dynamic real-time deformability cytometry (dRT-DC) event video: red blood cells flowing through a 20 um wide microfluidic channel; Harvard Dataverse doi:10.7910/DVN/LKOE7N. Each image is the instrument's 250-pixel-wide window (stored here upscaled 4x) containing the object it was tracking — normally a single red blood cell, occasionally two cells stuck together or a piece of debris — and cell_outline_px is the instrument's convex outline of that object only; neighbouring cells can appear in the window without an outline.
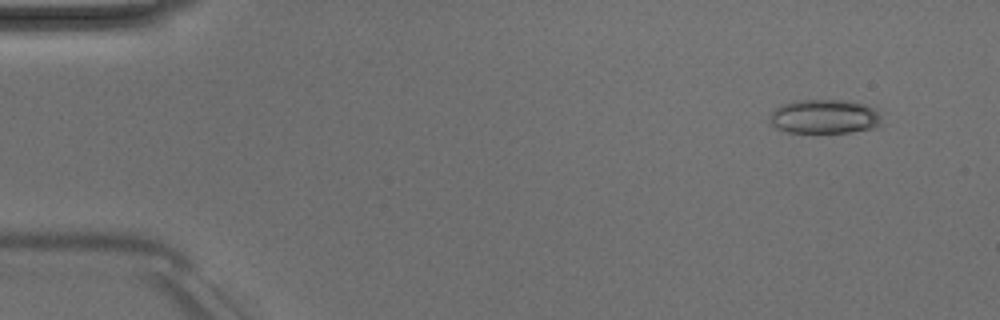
{"species": "Egyptian fruit bat (a non-hibernating species)", "species_latin": "Rousettus aegyptiacus", "temperature_condition": "room temperature", "stored_images_in_passage": 50, "camera_frame_rate_fps": 3000, "um_per_image_px": 0.085, "animal": {"sex": "male"}, "frame": {"image": 1, "passage_image": 4, "time_ms": 1.0, "image_size_px": [1000, 320], "cell_outline_px": [[880, 124], [876, 128], [848, 132], [788, 132], [776, 128], [768, 120], [772, 112], [780, 104], [796, 100], [848, 100], [864, 104], [876, 108], [880, 112]], "centroid_in_image_um": [70.09, 9.9], "position_along_channel_um": 14.9, "area_um2": 22.48}}
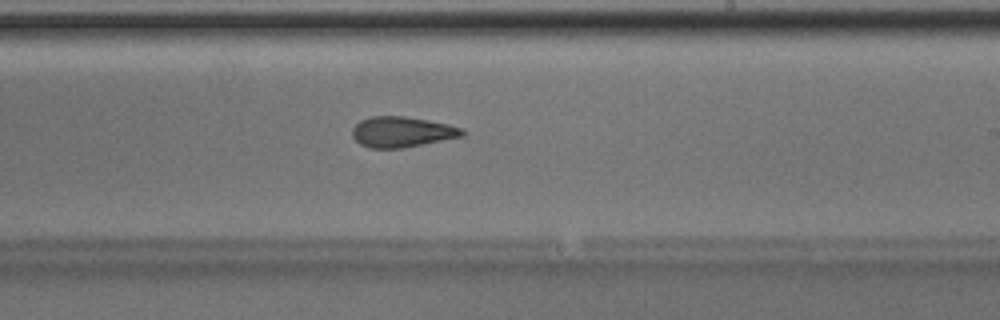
{"frame": {"image": 2, "passage_image": 30, "time_ms": 9.667, "image_size_px": [1000, 320], "cell_outline_px": [[464, 136], [404, 148], [368, 148], [360, 144], [352, 136], [352, 128], [360, 120], [372, 116], [404, 116], [448, 124], [464, 128]], "centroid_in_image_um": [34.16, 11.22], "position_along_channel_um": 254.8, "area_um2": 19.65}}
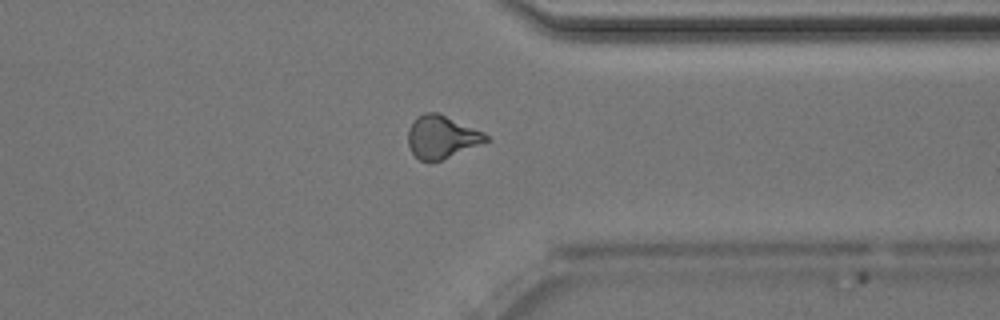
{"frame": {"image": 3, "passage_image": 39, "time_ms": 12.667, "image_size_px": [1000, 320], "cell_outline_px": [[492, 140], [432, 164], [420, 160], [412, 152], [408, 144], [408, 128], [416, 116], [424, 112], [436, 112], [484, 132]], "centroid_in_image_um": [37.54, 11.66], "position_along_channel_um": 373.9, "area_um2": 19.71}, "authors_computed_cell_mechanics": {"area_um2": 19.6809, "velocity_mm_per_s": 4.0402, "shape_relaxation_time_tau1_ms": 4.4832, "shape_relaxation_time_tau2_ms": 2.4677, "deformation_change_tau1": 0.1542, "deformation_change_tau2": 0.1178}}